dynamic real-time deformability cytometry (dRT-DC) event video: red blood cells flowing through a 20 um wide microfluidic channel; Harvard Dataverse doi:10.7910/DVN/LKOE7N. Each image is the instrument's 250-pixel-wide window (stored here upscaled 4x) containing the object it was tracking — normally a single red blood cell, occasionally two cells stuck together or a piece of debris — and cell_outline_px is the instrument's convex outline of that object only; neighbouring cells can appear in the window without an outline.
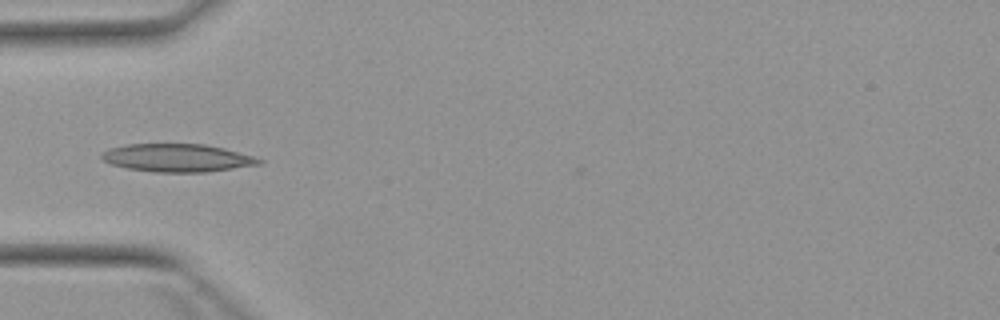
{"species": "Egyptian fruit bat (a non-hibernating species)", "species_latin": "Rousettus aegyptiacus", "temperature_condition": "warm", "stored_images_in_passage": 1, "camera_frame_rate_fps": 3000, "um_per_image_px": 0.085, "animal": {"sex": "female"}, "frame": {"image": 1, "passage_image": 1, "time_ms": 0.0, "image_size_px": [1000, 320], "cell_outline_px": [[264, 160], [260, 164], [208, 172], [156, 172], [128, 168], [112, 164], [104, 160], [100, 156], [100, 152], [108, 148], [128, 144], [204, 144], [224, 148], [252, 156]], "centroid_in_image_um": [15.04, 13.41], "position_along_channel_um": 70.0, "area_um2": 25.55}}